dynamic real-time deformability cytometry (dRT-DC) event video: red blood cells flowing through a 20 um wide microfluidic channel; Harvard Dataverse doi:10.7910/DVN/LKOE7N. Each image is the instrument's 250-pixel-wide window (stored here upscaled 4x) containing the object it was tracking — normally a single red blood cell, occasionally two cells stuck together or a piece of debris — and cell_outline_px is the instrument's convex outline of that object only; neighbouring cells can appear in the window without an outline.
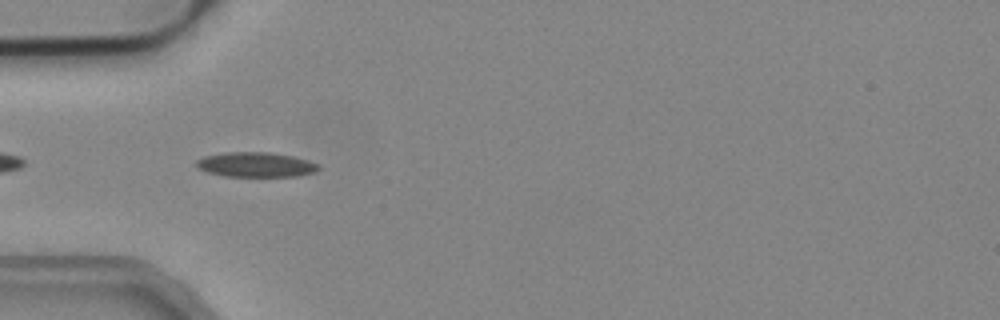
{"species": "common noctule bat (a hibernating species)", "species_latin": "Nyctalus noctula", "temperature_condition": "cold", "stored_images_in_passage": 6, "camera_frame_rate_fps": 3000, "um_per_image_px": 0.085, "animal": {"sex": "male", "body_mass_g": 19.2, "forearm_length_mm": 51.8}, "frame": {"image": 1, "passage_image": 3, "time_ms": 0.667, "image_size_px": [1000, 320], "cell_outline_px": [[320, 168], [316, 172], [296, 176], [224, 176], [208, 172], [196, 168], [196, 160], [204, 156], [228, 152], [268, 152], [292, 156], [316, 164]], "centroid_in_image_um": [21.69, 14.0], "position_along_channel_um": 63.3, "area_um2": 17.46}}